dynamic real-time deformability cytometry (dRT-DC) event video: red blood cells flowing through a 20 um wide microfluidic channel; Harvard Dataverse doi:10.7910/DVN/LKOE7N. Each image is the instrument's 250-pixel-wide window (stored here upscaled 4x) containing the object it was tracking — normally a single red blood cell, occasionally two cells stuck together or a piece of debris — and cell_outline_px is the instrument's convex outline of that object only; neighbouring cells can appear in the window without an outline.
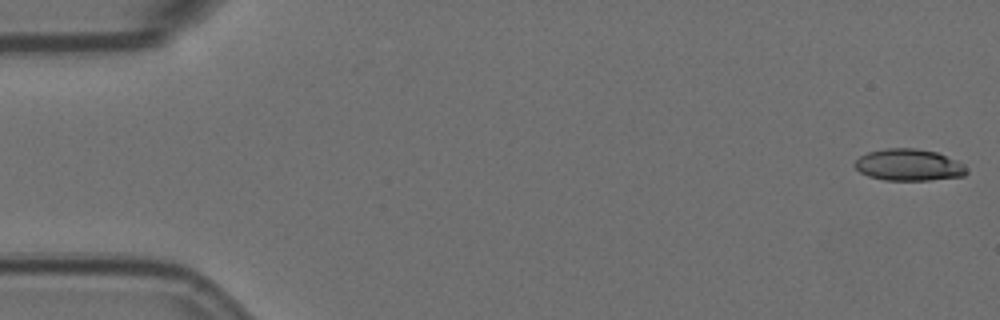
{"species": "Egyptian fruit bat (a non-hibernating species)", "species_latin": "Rousettus aegyptiacus", "temperature_condition": "room temperature", "stored_images_in_passage": 15, "camera_frame_rate_fps": 3000, "um_per_image_px": 0.085, "animal": {"sex": "female"}, "frame": {"image": 1, "passage_image": 1, "time_ms": 0.0, "image_size_px": [1000, 320], "cell_outline_px": [[968, 172], [964, 176], [928, 180], [884, 180], [868, 176], [860, 172], [852, 164], [860, 156], [868, 152], [884, 148], [916, 148], [936, 152], [956, 160], [964, 164], [968, 168]], "centroid_in_image_um": [77.24, 14.02], "position_along_channel_um": 7.8, "area_um2": 20.81}}
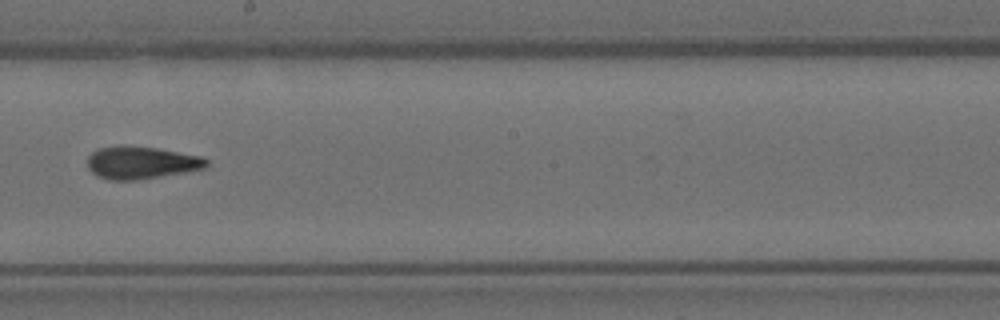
{"frame": {"image": 2, "passage_image": 9, "time_ms": 2.667, "image_size_px": [1000, 320], "cell_outline_px": [[208, 164], [204, 168], [184, 172], [136, 180], [108, 180], [92, 172], [88, 168], [88, 156], [92, 152], [100, 148], [120, 144], [124, 144], [156, 148], [200, 156], [208, 160]], "centroid_in_image_um": [11.97, 13.81], "position_along_channel_um": 236.2, "area_um2": 22.48}}
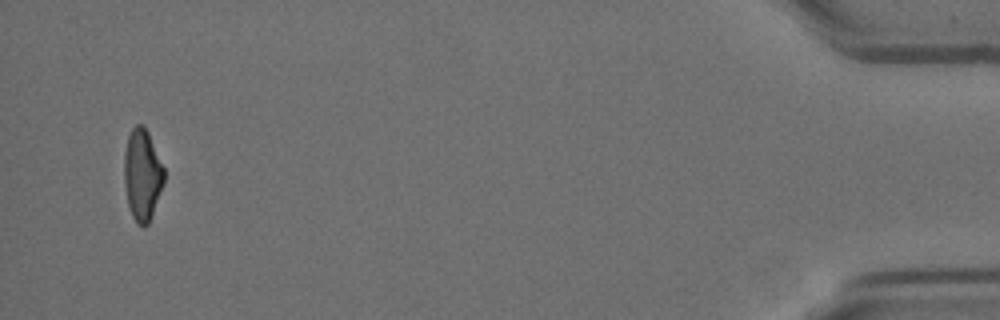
{"frame": {"image": 3, "passage_image": 15, "time_ms": 4.667, "image_size_px": [1000, 320], "cell_outline_px": [[164, 180], [152, 216], [148, 224], [144, 228], [136, 224], [132, 216], [128, 204], [124, 184], [124, 152], [128, 136], [132, 128], [136, 124], [144, 124], [148, 132], [164, 168]], "centroid_in_image_um": [12.08, 14.86], "position_along_channel_um": 423.1, "area_um2": 21.33}}